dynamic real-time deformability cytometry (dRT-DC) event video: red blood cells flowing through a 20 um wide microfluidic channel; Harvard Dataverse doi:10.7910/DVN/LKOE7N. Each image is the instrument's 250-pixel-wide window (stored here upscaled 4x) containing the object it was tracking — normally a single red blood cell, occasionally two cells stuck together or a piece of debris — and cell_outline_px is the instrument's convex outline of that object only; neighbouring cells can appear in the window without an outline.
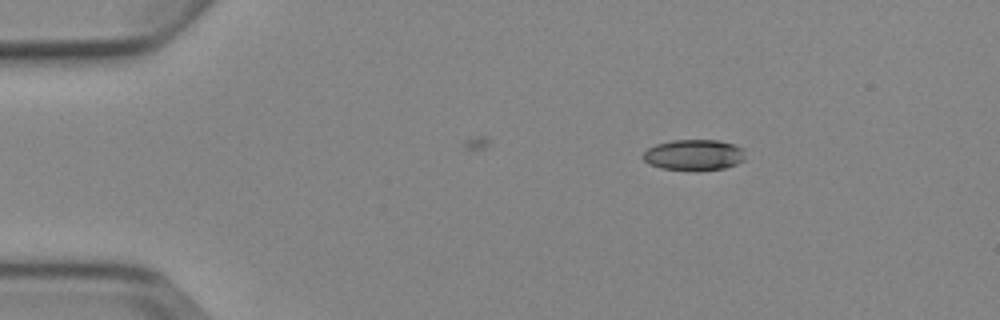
{"species": "Egyptian fruit bat (a non-hibernating species)", "species_latin": "Rousettus aegyptiacus", "temperature_condition": "cold", "stored_images_in_passage": 3, "camera_frame_rate_fps": 3000, "um_per_image_px": 0.085, "animal": {"sex": "female"}, "frame": {"image": 1, "passage_image": 1, "time_ms": 0.0, "image_size_px": [1000, 320], "cell_outline_px": [[744, 160], [736, 164], [724, 168], [660, 168], [648, 164], [640, 156], [648, 148], [656, 144], [672, 140], [720, 140], [736, 144], [744, 148]], "centroid_in_image_um": [58.98, 13.12], "position_along_channel_um": 26.0, "area_um2": 18.03}}